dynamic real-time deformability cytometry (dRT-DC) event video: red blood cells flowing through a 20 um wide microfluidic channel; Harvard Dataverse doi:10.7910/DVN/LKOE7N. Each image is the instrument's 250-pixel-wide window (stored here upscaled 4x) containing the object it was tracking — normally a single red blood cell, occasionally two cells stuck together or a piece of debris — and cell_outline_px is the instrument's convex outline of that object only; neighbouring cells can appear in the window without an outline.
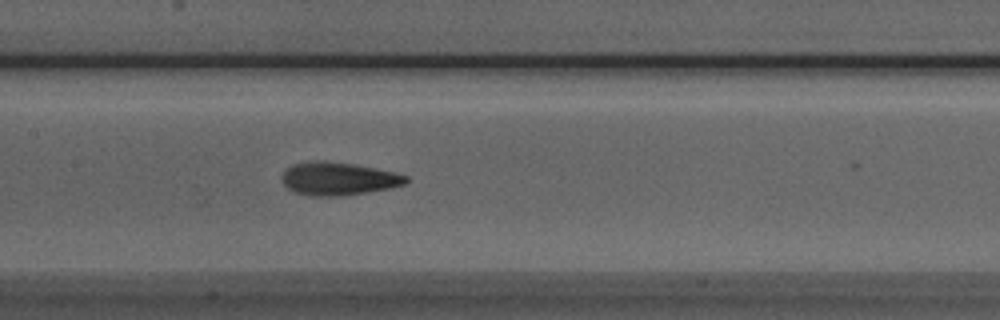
{"species": "Egyptian fruit bat (a non-hibernating species)", "species_latin": "Rousettus aegyptiacus", "temperature_condition": "room temperature", "stored_images_in_passage": 23, "camera_frame_rate_fps": 3000, "um_per_image_px": 0.085, "animal": {"sex": "male"}, "frame": {"image": 1, "passage_image": 22, "time_ms": 7.0, "image_size_px": [1000, 320], "cell_outline_px": [[408, 180], [404, 184], [392, 188], [344, 196], [308, 196], [296, 192], [288, 188], [280, 180], [280, 176], [284, 168], [292, 164], [316, 160], [324, 160], [352, 164], [396, 172], [408, 176]], "centroid_in_image_um": [28.72, 15.19], "position_along_channel_um": 178.7, "area_um2": 24.22}}